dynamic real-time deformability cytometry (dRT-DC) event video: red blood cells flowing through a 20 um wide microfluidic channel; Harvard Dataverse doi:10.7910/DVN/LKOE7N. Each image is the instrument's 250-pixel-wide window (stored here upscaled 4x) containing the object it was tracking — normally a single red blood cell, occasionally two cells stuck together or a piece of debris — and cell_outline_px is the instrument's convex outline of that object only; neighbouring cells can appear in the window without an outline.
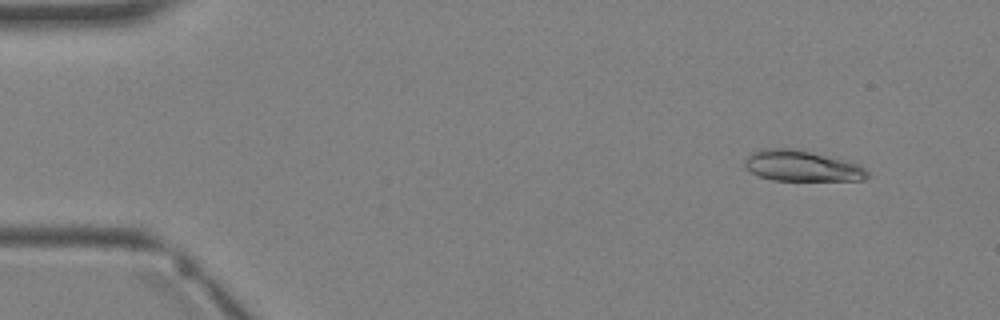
{"species": "Egyptian fruit bat (a non-hibernating species)", "species_latin": "Rousettus aegyptiacus", "temperature_condition": "warm", "stored_images_in_passage": 4, "camera_frame_rate_fps": 3000, "um_per_image_px": 0.085, "animal": {"sex": "female"}, "frame": {"image": 1, "passage_image": 4, "time_ms": 3.667, "image_size_px": [1000, 320], "cell_outline_px": [[868, 176], [864, 180], [772, 180], [760, 176], [744, 168], [744, 160], [752, 152], [764, 148], [792, 148], [844, 160], [856, 164], [864, 168], [868, 172]], "centroid_in_image_um": [68.1, 14.1], "position_along_channel_um": 16.9, "area_um2": 21.73}}